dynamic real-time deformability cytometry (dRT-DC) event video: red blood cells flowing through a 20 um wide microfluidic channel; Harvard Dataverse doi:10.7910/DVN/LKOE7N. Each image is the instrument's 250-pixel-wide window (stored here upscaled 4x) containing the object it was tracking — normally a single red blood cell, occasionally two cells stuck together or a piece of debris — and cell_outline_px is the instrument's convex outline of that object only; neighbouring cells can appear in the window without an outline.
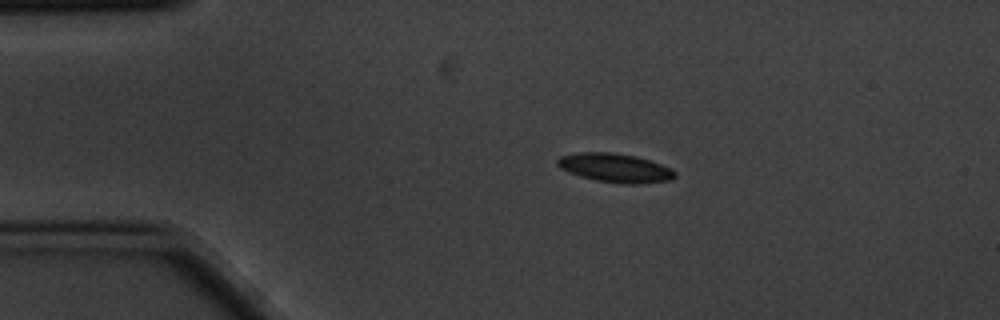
{"species": "common noctule bat (a hibernating species)", "species_latin": "Nyctalus noctula", "temperature_condition": "cold", "stored_images_in_passage": 5, "camera_frame_rate_fps": 3000, "um_per_image_px": 0.085, "animal": {"sex": "male", "body_mass_g": 20.1, "forearm_length_mm": 53.5}, "frame": {"image": 1, "passage_image": 3, "time_ms": 0.667, "image_size_px": [1000, 320], "cell_outline_px": [[676, 176], [672, 180], [640, 184], [624, 184], [596, 180], [580, 176], [568, 172], [560, 168], [556, 164], [556, 160], [560, 156], [580, 152], [612, 152], [636, 156], [672, 168], [676, 172]], "centroid_in_image_um": [52.29, 14.27], "position_along_channel_um": 32.7, "area_um2": 19.88}}
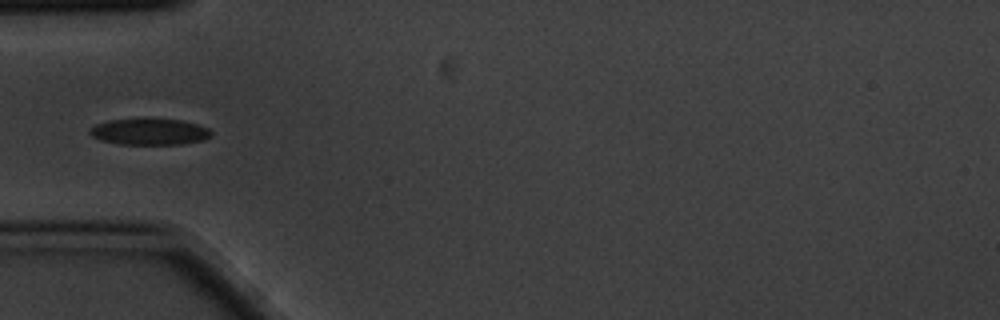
{"frame": {"image": 2, "passage_image": 5, "time_ms": 1.333, "image_size_px": [1000, 320], "cell_outline_px": [[212, 136], [204, 140], [184, 144], [120, 144], [100, 140], [92, 136], [88, 132], [88, 128], [96, 124], [108, 120], [180, 120], [196, 124], [208, 128], [212, 132]], "centroid_in_image_um": [12.7, 11.22], "position_along_channel_um": 72.3, "area_um2": 18.38}}